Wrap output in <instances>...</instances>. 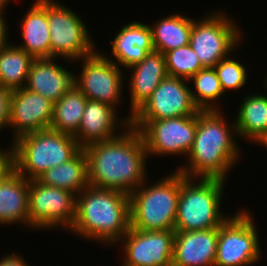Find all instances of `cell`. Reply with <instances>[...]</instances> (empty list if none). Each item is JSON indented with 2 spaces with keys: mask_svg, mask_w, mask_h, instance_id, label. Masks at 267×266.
Here are the masks:
<instances>
[{
  "mask_svg": "<svg viewBox=\"0 0 267 266\" xmlns=\"http://www.w3.org/2000/svg\"><path fill=\"white\" fill-rule=\"evenodd\" d=\"M117 109L107 103L87 100L82 121L77 134L74 136L78 145L83 149L86 146L111 140L118 137L130 122L126 118H119ZM120 126V127H119Z\"/></svg>",
  "mask_w": 267,
  "mask_h": 266,
  "instance_id": "16",
  "label": "cell"
},
{
  "mask_svg": "<svg viewBox=\"0 0 267 266\" xmlns=\"http://www.w3.org/2000/svg\"><path fill=\"white\" fill-rule=\"evenodd\" d=\"M87 97L77 88L70 90L54 103L51 130L75 136L80 127Z\"/></svg>",
  "mask_w": 267,
  "mask_h": 266,
  "instance_id": "26",
  "label": "cell"
},
{
  "mask_svg": "<svg viewBox=\"0 0 267 266\" xmlns=\"http://www.w3.org/2000/svg\"><path fill=\"white\" fill-rule=\"evenodd\" d=\"M219 228L175 231L172 266H214Z\"/></svg>",
  "mask_w": 267,
  "mask_h": 266,
  "instance_id": "17",
  "label": "cell"
},
{
  "mask_svg": "<svg viewBox=\"0 0 267 266\" xmlns=\"http://www.w3.org/2000/svg\"><path fill=\"white\" fill-rule=\"evenodd\" d=\"M19 25L22 44H15L34 59L51 58L50 32L47 20V0H36Z\"/></svg>",
  "mask_w": 267,
  "mask_h": 266,
  "instance_id": "22",
  "label": "cell"
},
{
  "mask_svg": "<svg viewBox=\"0 0 267 266\" xmlns=\"http://www.w3.org/2000/svg\"><path fill=\"white\" fill-rule=\"evenodd\" d=\"M226 180L189 178L181 174L175 231L219 228L229 216L221 212Z\"/></svg>",
  "mask_w": 267,
  "mask_h": 266,
  "instance_id": "5",
  "label": "cell"
},
{
  "mask_svg": "<svg viewBox=\"0 0 267 266\" xmlns=\"http://www.w3.org/2000/svg\"><path fill=\"white\" fill-rule=\"evenodd\" d=\"M129 229L128 194L89 185L76 196L75 219L69 229L71 233L112 246L117 245Z\"/></svg>",
  "mask_w": 267,
  "mask_h": 266,
  "instance_id": "3",
  "label": "cell"
},
{
  "mask_svg": "<svg viewBox=\"0 0 267 266\" xmlns=\"http://www.w3.org/2000/svg\"><path fill=\"white\" fill-rule=\"evenodd\" d=\"M11 143L14 169L28 180L69 161L82 149L74 136L51 129L25 134Z\"/></svg>",
  "mask_w": 267,
  "mask_h": 266,
  "instance_id": "6",
  "label": "cell"
},
{
  "mask_svg": "<svg viewBox=\"0 0 267 266\" xmlns=\"http://www.w3.org/2000/svg\"><path fill=\"white\" fill-rule=\"evenodd\" d=\"M96 51L81 60V71L74 75V85L88 100L112 105L118 110L123 97L124 72L113 61ZM119 104V105H118Z\"/></svg>",
  "mask_w": 267,
  "mask_h": 266,
  "instance_id": "12",
  "label": "cell"
},
{
  "mask_svg": "<svg viewBox=\"0 0 267 266\" xmlns=\"http://www.w3.org/2000/svg\"><path fill=\"white\" fill-rule=\"evenodd\" d=\"M34 58L9 43L0 48V86L11 91L24 88Z\"/></svg>",
  "mask_w": 267,
  "mask_h": 266,
  "instance_id": "27",
  "label": "cell"
},
{
  "mask_svg": "<svg viewBox=\"0 0 267 266\" xmlns=\"http://www.w3.org/2000/svg\"><path fill=\"white\" fill-rule=\"evenodd\" d=\"M168 76L189 80L205 68L188 44L164 53Z\"/></svg>",
  "mask_w": 267,
  "mask_h": 266,
  "instance_id": "29",
  "label": "cell"
},
{
  "mask_svg": "<svg viewBox=\"0 0 267 266\" xmlns=\"http://www.w3.org/2000/svg\"><path fill=\"white\" fill-rule=\"evenodd\" d=\"M263 84H264V87H266V88H265V91H267V76L265 77V80H264ZM266 94H267V93H266Z\"/></svg>",
  "mask_w": 267,
  "mask_h": 266,
  "instance_id": "36",
  "label": "cell"
},
{
  "mask_svg": "<svg viewBox=\"0 0 267 266\" xmlns=\"http://www.w3.org/2000/svg\"><path fill=\"white\" fill-rule=\"evenodd\" d=\"M197 128V114L149 121L139 132L148 157L186 156L192 149Z\"/></svg>",
  "mask_w": 267,
  "mask_h": 266,
  "instance_id": "13",
  "label": "cell"
},
{
  "mask_svg": "<svg viewBox=\"0 0 267 266\" xmlns=\"http://www.w3.org/2000/svg\"><path fill=\"white\" fill-rule=\"evenodd\" d=\"M10 145L7 150L0 148V181L14 169L13 147Z\"/></svg>",
  "mask_w": 267,
  "mask_h": 266,
  "instance_id": "32",
  "label": "cell"
},
{
  "mask_svg": "<svg viewBox=\"0 0 267 266\" xmlns=\"http://www.w3.org/2000/svg\"><path fill=\"white\" fill-rule=\"evenodd\" d=\"M253 214L238 210L219 227L214 266H251L262 258Z\"/></svg>",
  "mask_w": 267,
  "mask_h": 266,
  "instance_id": "9",
  "label": "cell"
},
{
  "mask_svg": "<svg viewBox=\"0 0 267 266\" xmlns=\"http://www.w3.org/2000/svg\"><path fill=\"white\" fill-rule=\"evenodd\" d=\"M89 185L131 194L147 179V151L139 130L131 126L111 140L83 148Z\"/></svg>",
  "mask_w": 267,
  "mask_h": 266,
  "instance_id": "1",
  "label": "cell"
},
{
  "mask_svg": "<svg viewBox=\"0 0 267 266\" xmlns=\"http://www.w3.org/2000/svg\"><path fill=\"white\" fill-rule=\"evenodd\" d=\"M193 21V18L178 13L163 17L150 25L154 50L164 54L188 45Z\"/></svg>",
  "mask_w": 267,
  "mask_h": 266,
  "instance_id": "25",
  "label": "cell"
},
{
  "mask_svg": "<svg viewBox=\"0 0 267 266\" xmlns=\"http://www.w3.org/2000/svg\"><path fill=\"white\" fill-rule=\"evenodd\" d=\"M7 7L0 5V48L4 47L5 45H8L10 42L7 41L9 38L7 37L8 34V27L4 19V14H6L4 11H6Z\"/></svg>",
  "mask_w": 267,
  "mask_h": 266,
  "instance_id": "34",
  "label": "cell"
},
{
  "mask_svg": "<svg viewBox=\"0 0 267 266\" xmlns=\"http://www.w3.org/2000/svg\"><path fill=\"white\" fill-rule=\"evenodd\" d=\"M175 230L142 231L130 227L121 238V266H172ZM123 244H122V243Z\"/></svg>",
  "mask_w": 267,
  "mask_h": 266,
  "instance_id": "14",
  "label": "cell"
},
{
  "mask_svg": "<svg viewBox=\"0 0 267 266\" xmlns=\"http://www.w3.org/2000/svg\"><path fill=\"white\" fill-rule=\"evenodd\" d=\"M147 180L129 194L130 227L142 231L174 230L181 173L175 170L151 185Z\"/></svg>",
  "mask_w": 267,
  "mask_h": 266,
  "instance_id": "4",
  "label": "cell"
},
{
  "mask_svg": "<svg viewBox=\"0 0 267 266\" xmlns=\"http://www.w3.org/2000/svg\"><path fill=\"white\" fill-rule=\"evenodd\" d=\"M47 20L50 32L51 58L78 61L93 55L97 47L88 27L71 8L55 0H47Z\"/></svg>",
  "mask_w": 267,
  "mask_h": 266,
  "instance_id": "7",
  "label": "cell"
},
{
  "mask_svg": "<svg viewBox=\"0 0 267 266\" xmlns=\"http://www.w3.org/2000/svg\"><path fill=\"white\" fill-rule=\"evenodd\" d=\"M37 180L47 186L71 191L76 196L89 186L87 156L81 149L72 159L52 167Z\"/></svg>",
  "mask_w": 267,
  "mask_h": 266,
  "instance_id": "24",
  "label": "cell"
},
{
  "mask_svg": "<svg viewBox=\"0 0 267 266\" xmlns=\"http://www.w3.org/2000/svg\"><path fill=\"white\" fill-rule=\"evenodd\" d=\"M127 71L129 75L130 112L125 117L129 122L133 114L144 104L164 78L168 76L164 54L152 51Z\"/></svg>",
  "mask_w": 267,
  "mask_h": 266,
  "instance_id": "19",
  "label": "cell"
},
{
  "mask_svg": "<svg viewBox=\"0 0 267 266\" xmlns=\"http://www.w3.org/2000/svg\"><path fill=\"white\" fill-rule=\"evenodd\" d=\"M29 180L15 169L0 181V225L29 228Z\"/></svg>",
  "mask_w": 267,
  "mask_h": 266,
  "instance_id": "21",
  "label": "cell"
},
{
  "mask_svg": "<svg viewBox=\"0 0 267 266\" xmlns=\"http://www.w3.org/2000/svg\"><path fill=\"white\" fill-rule=\"evenodd\" d=\"M11 94V90L0 86V131L9 124Z\"/></svg>",
  "mask_w": 267,
  "mask_h": 266,
  "instance_id": "31",
  "label": "cell"
},
{
  "mask_svg": "<svg viewBox=\"0 0 267 266\" xmlns=\"http://www.w3.org/2000/svg\"><path fill=\"white\" fill-rule=\"evenodd\" d=\"M192 82L191 96L194 104L200 110H220L217 101L225 94L222 90L214 67H205L193 75L188 82ZM218 105V106H217Z\"/></svg>",
  "mask_w": 267,
  "mask_h": 266,
  "instance_id": "28",
  "label": "cell"
},
{
  "mask_svg": "<svg viewBox=\"0 0 267 266\" xmlns=\"http://www.w3.org/2000/svg\"><path fill=\"white\" fill-rule=\"evenodd\" d=\"M53 109L54 103L38 93L25 88L13 90L7 128L14 131L12 142L25 134L49 129Z\"/></svg>",
  "mask_w": 267,
  "mask_h": 266,
  "instance_id": "15",
  "label": "cell"
},
{
  "mask_svg": "<svg viewBox=\"0 0 267 266\" xmlns=\"http://www.w3.org/2000/svg\"><path fill=\"white\" fill-rule=\"evenodd\" d=\"M118 31L110 46L114 59L106 54L103 55L120 68L128 69L140 63L148 53L154 51L152 32L148 24L131 21Z\"/></svg>",
  "mask_w": 267,
  "mask_h": 266,
  "instance_id": "20",
  "label": "cell"
},
{
  "mask_svg": "<svg viewBox=\"0 0 267 266\" xmlns=\"http://www.w3.org/2000/svg\"><path fill=\"white\" fill-rule=\"evenodd\" d=\"M231 55L223 58L214 66L223 92L238 90L247 84L248 73L240 60H234Z\"/></svg>",
  "mask_w": 267,
  "mask_h": 266,
  "instance_id": "30",
  "label": "cell"
},
{
  "mask_svg": "<svg viewBox=\"0 0 267 266\" xmlns=\"http://www.w3.org/2000/svg\"><path fill=\"white\" fill-rule=\"evenodd\" d=\"M29 228L69 231L75 219L76 195L71 191L29 180Z\"/></svg>",
  "mask_w": 267,
  "mask_h": 266,
  "instance_id": "10",
  "label": "cell"
},
{
  "mask_svg": "<svg viewBox=\"0 0 267 266\" xmlns=\"http://www.w3.org/2000/svg\"><path fill=\"white\" fill-rule=\"evenodd\" d=\"M235 22L218 10L203 19L194 18L189 45L204 67H214L242 44V30Z\"/></svg>",
  "mask_w": 267,
  "mask_h": 266,
  "instance_id": "8",
  "label": "cell"
},
{
  "mask_svg": "<svg viewBox=\"0 0 267 266\" xmlns=\"http://www.w3.org/2000/svg\"><path fill=\"white\" fill-rule=\"evenodd\" d=\"M0 266H31L24 258L16 253H9L0 258Z\"/></svg>",
  "mask_w": 267,
  "mask_h": 266,
  "instance_id": "33",
  "label": "cell"
},
{
  "mask_svg": "<svg viewBox=\"0 0 267 266\" xmlns=\"http://www.w3.org/2000/svg\"><path fill=\"white\" fill-rule=\"evenodd\" d=\"M243 98L237 117L232 120L238 137L264 148L267 144V95L253 92Z\"/></svg>",
  "mask_w": 267,
  "mask_h": 266,
  "instance_id": "23",
  "label": "cell"
},
{
  "mask_svg": "<svg viewBox=\"0 0 267 266\" xmlns=\"http://www.w3.org/2000/svg\"><path fill=\"white\" fill-rule=\"evenodd\" d=\"M220 110H200L197 128L187 162L176 168L189 178H217L225 180L241 158L235 123L227 122Z\"/></svg>",
  "mask_w": 267,
  "mask_h": 266,
  "instance_id": "2",
  "label": "cell"
},
{
  "mask_svg": "<svg viewBox=\"0 0 267 266\" xmlns=\"http://www.w3.org/2000/svg\"><path fill=\"white\" fill-rule=\"evenodd\" d=\"M9 1L11 2V0H0V5L7 7V5H9Z\"/></svg>",
  "mask_w": 267,
  "mask_h": 266,
  "instance_id": "35",
  "label": "cell"
},
{
  "mask_svg": "<svg viewBox=\"0 0 267 266\" xmlns=\"http://www.w3.org/2000/svg\"><path fill=\"white\" fill-rule=\"evenodd\" d=\"M188 80L167 76L144 104L133 114L130 126L141 130L151 120L196 115Z\"/></svg>",
  "mask_w": 267,
  "mask_h": 266,
  "instance_id": "11",
  "label": "cell"
},
{
  "mask_svg": "<svg viewBox=\"0 0 267 266\" xmlns=\"http://www.w3.org/2000/svg\"><path fill=\"white\" fill-rule=\"evenodd\" d=\"M57 58L34 59L24 88L56 103L74 86V73L59 65Z\"/></svg>",
  "mask_w": 267,
  "mask_h": 266,
  "instance_id": "18",
  "label": "cell"
}]
</instances>
